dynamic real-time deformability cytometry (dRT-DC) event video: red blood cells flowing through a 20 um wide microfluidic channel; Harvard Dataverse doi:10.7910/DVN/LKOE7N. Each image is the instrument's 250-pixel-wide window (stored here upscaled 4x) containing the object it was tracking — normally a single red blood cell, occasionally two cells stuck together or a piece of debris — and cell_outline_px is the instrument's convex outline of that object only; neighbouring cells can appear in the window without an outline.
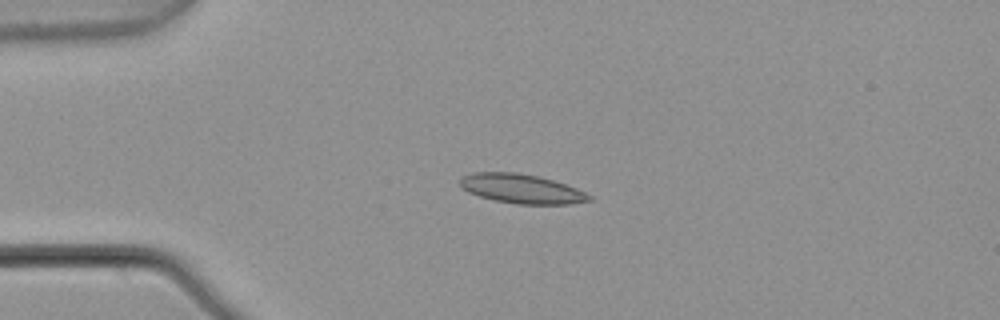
{"species": "common noctule bat (a hibernating species)", "species_latin": "Nyctalus noctula", "temperature_condition": "warm", "stored_images_in_passage": 3, "camera_frame_rate_fps": 3000, "um_per_image_px": 0.085, "animal": {"sex": "male", "body_mass_g": 21.5, "forearm_length_mm": 52.0}, "frame": {"image": 1, "passage_image": 2, "time_ms": 0.333, "image_size_px": [1000, 320], "cell_outline_px": [[592, 200], [572, 204], [516, 204], [492, 200], [468, 192], [460, 184], [460, 176], [472, 172], [516, 172], [540, 176], [576, 188], [592, 196]], "centroid_in_image_um": [44.31, 16.04], "position_along_channel_um": 40.7, "area_um2": 22.14}}